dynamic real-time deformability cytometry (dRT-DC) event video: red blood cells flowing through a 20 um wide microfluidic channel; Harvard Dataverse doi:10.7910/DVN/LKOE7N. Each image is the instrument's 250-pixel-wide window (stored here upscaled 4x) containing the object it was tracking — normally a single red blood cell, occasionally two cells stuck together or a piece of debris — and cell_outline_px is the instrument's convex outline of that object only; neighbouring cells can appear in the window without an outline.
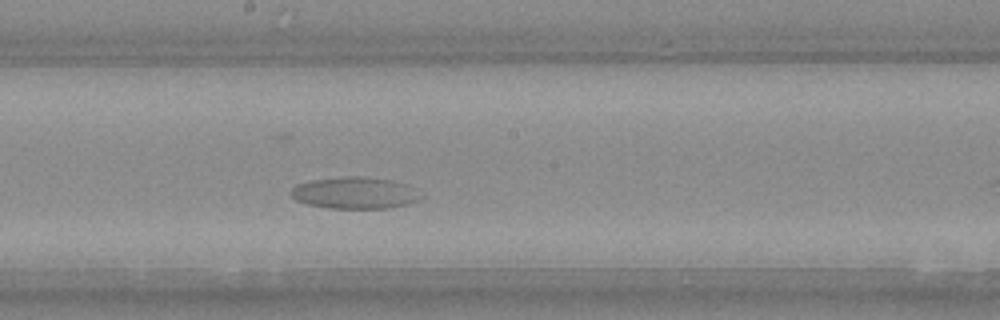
{"species": "Egyptian fruit bat (a non-hibernating species)", "species_latin": "Rousettus aegyptiacus", "temperature_condition": "warm", "stored_images_in_passage": 27, "camera_frame_rate_fps": 3000, "um_per_image_px": 0.085, "animal": {"sex": "female"}, "frame": {"image": 1, "passage_image": 9, "time_ms": 2.667, "image_size_px": [1000, 320], "cell_outline_px": [[424, 196], [420, 200], [408, 204], [388, 208], [328, 208], [308, 204], [296, 200], [292, 196], [292, 188], [296, 184], [312, 180], [388, 180], [408, 184]], "centroid_in_image_um": [30.22, 16.47], "position_along_channel_um": 218.0, "area_um2": 22.66}}
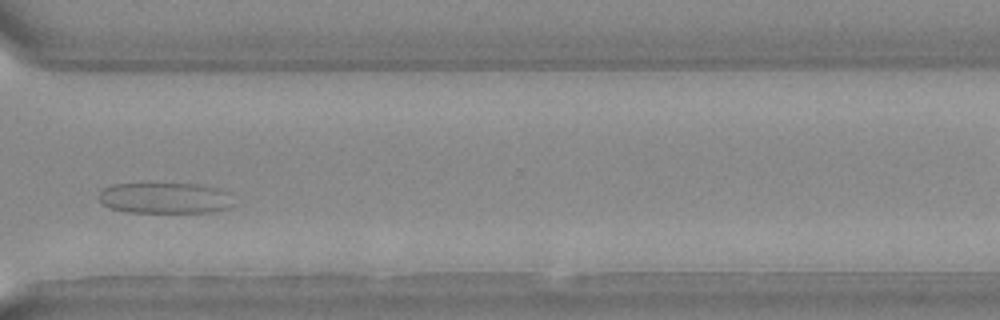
{"frame": {"image": 2, "passage_image": 17, "time_ms": 5.333, "image_size_px": [1000, 320], "cell_outline_px": [[228, 192], [224, 208], [208, 212], [128, 212], [108, 208], [100, 204], [96, 196], [104, 188], [112, 184], [196, 184], [216, 188]], "centroid_in_image_um": [13.81, 16.83], "position_along_channel_um": 356.8, "area_um2": 23.76}}
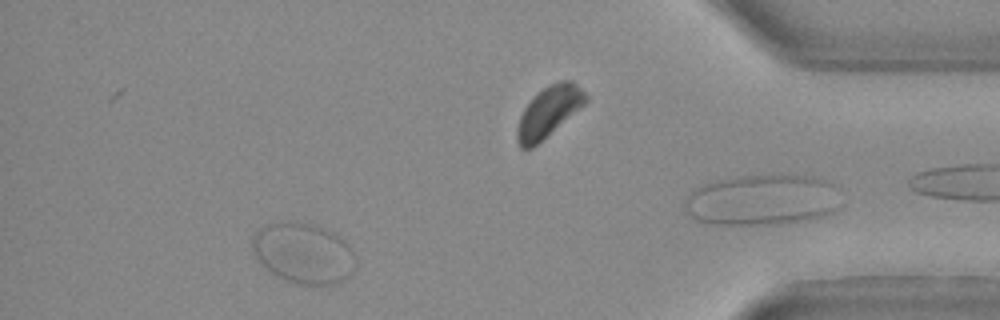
{"frame": {"image": 3, "passage_image": 23, "time_ms": 7.333, "image_size_px": [1000, 320], "cell_outline_px": [[356, 268], [344, 280], [336, 284], [300, 284], [288, 280], [272, 272], [252, 252], [252, 232], [256, 228], [280, 220], [292, 220], [324, 228], [344, 240], [348, 244], [356, 260]], "centroid_in_image_um": [25.78, 21.48], "position_along_channel_um": 409.4, "area_um2": 36.41}}